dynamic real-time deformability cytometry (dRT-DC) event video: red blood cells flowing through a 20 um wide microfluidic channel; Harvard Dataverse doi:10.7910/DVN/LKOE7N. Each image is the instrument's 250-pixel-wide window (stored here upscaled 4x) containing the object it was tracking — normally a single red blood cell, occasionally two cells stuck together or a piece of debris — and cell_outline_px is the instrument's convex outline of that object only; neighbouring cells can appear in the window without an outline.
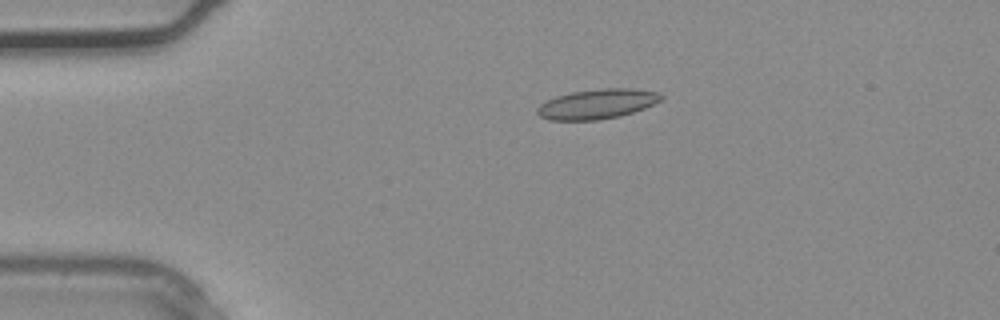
{"species": "common noctule bat (a hibernating species)", "species_latin": "Nyctalus noctula", "temperature_condition": "warm", "stored_images_in_passage": 2, "camera_frame_rate_fps": 3000, "um_per_image_px": 0.085, "animal": {"sex": "male", "body_mass_g": 20.4}, "frame": {"image": 1, "passage_image": 2, "time_ms": 0.333, "image_size_px": [1000, 320], "cell_outline_px": [[664, 96], [660, 100], [644, 108], [620, 116], [596, 120], [548, 120], [540, 116], [536, 112], [536, 108], [540, 104], [556, 96], [572, 92], [600, 88], [636, 88], [660, 92]], "centroid_in_image_um": [50.76, 8.83], "position_along_channel_um": 34.2, "area_um2": 21.56}}